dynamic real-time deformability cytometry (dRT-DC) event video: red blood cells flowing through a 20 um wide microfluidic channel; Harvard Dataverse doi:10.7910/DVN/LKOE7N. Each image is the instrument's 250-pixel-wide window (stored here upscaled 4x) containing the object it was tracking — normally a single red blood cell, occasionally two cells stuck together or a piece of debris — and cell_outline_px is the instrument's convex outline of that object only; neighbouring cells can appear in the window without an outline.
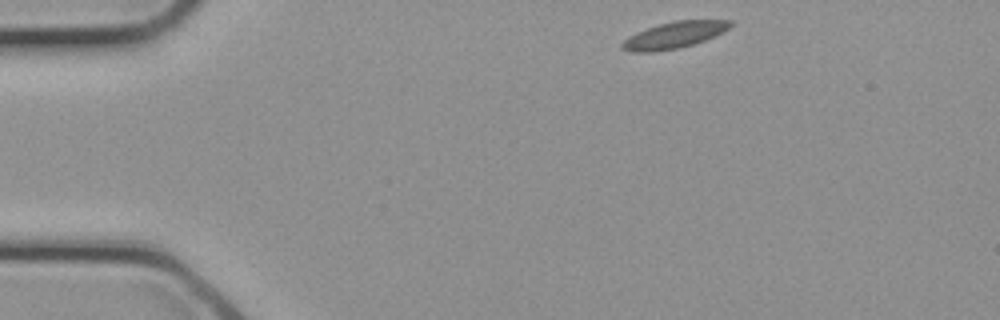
{"species": "common noctule bat (a hibernating species)", "species_latin": "Nyctalus noctula", "temperature_condition": "cold", "stored_images_in_passage": 27, "camera_frame_rate_fps": 3000, "um_per_image_px": 0.085, "animal": {"sex": "female", "body_mass_g": 21.9}, "frame": {"image": 1, "passage_image": 1, "time_ms": 0.0, "image_size_px": [1000, 320], "cell_outline_px": [[736, 24], [704, 40], [680, 48], [652, 52], [632, 52], [620, 48], [620, 44], [628, 36], [636, 32], [660, 24], [676, 20], [732, 20]], "centroid_in_image_um": [57.27, 2.98], "position_along_channel_um": 27.7, "area_um2": 16.59}}
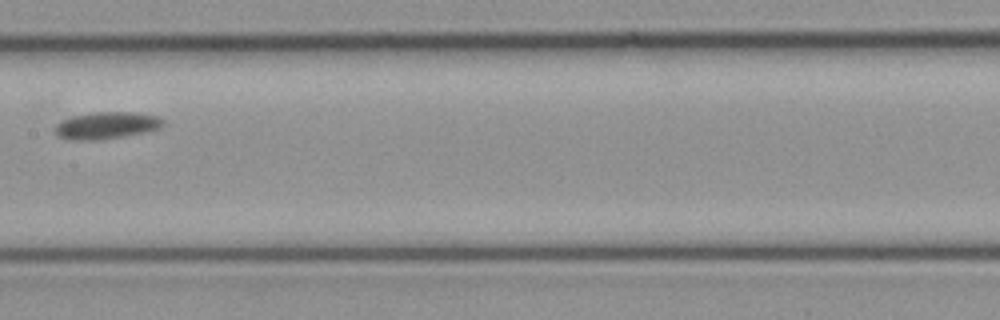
{"frame": {"image": 2, "passage_image": 12, "time_ms": 3.667, "image_size_px": [1000, 320], "cell_outline_px": [[164, 124], [160, 128], [148, 132], [104, 140], [68, 140], [56, 136], [56, 128], [64, 120], [72, 116], [92, 112], [132, 112], [156, 116], [164, 120]], "centroid_in_image_um": [9.09, 10.68], "position_along_channel_um": 198.3, "area_um2": 17.11}}
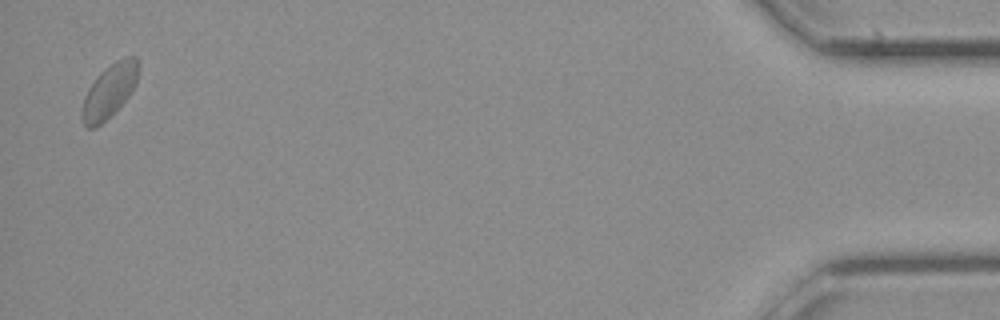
{"frame": {"image": 3, "passage_image": 27, "time_ms": 8.667, "image_size_px": [1000, 320], "cell_outline_px": [[140, 68], [136, 84], [128, 96], [96, 128], [84, 128], [80, 120], [80, 112], [84, 96], [88, 88], [100, 72], [116, 60], [124, 56], [136, 56], [140, 60]], "centroid_in_image_um": [9.28, 7.71], "position_along_channel_um": 425.9, "area_um2": 17.86}}